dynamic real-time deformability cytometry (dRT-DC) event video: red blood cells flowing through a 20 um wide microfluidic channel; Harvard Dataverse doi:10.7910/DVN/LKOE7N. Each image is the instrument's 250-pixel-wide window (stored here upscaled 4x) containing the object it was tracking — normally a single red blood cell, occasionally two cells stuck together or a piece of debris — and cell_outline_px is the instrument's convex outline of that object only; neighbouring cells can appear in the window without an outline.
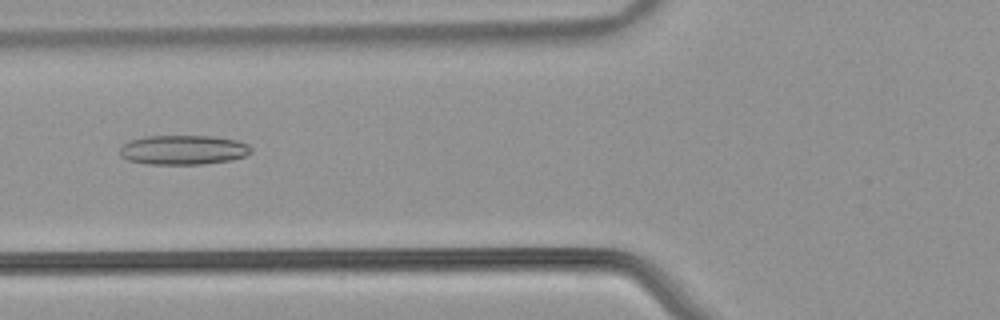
{"species": "common noctule bat (a hibernating species)", "species_latin": "Nyctalus noctula", "temperature_condition": "warm", "stored_images_in_passage": 53, "camera_frame_rate_fps": 3000, "um_per_image_px": 0.085, "animal": {"sex": "male", "body_mass_g": 21.5, "forearm_length_mm": 52.0}, "frame": {"image": 1, "passage_image": 21, "time_ms": 6.667, "image_size_px": [1000, 320], "cell_outline_px": [[252, 152], [244, 156], [228, 160], [200, 164], [148, 164], [128, 160], [120, 156], [120, 148], [124, 144], [132, 140], [144, 136], [212, 136], [240, 140], [248, 144], [252, 148]], "centroid_in_image_um": [15.59, 12.73], "position_along_channel_um": 110.2, "area_um2": 22.54}}
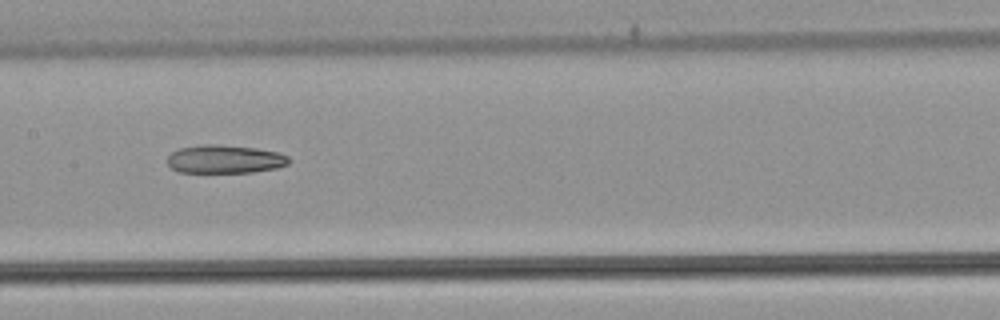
{"frame": {"image": 2, "passage_image": 27, "time_ms": 8.667, "image_size_px": [1000, 320], "cell_outline_px": [[288, 164], [276, 168], [252, 172], [180, 172], [172, 168], [168, 164], [168, 156], [172, 152], [180, 148], [200, 144], [216, 144], [256, 148], [280, 152], [288, 156]], "centroid_in_image_um": [19.11, 13.52], "position_along_channel_um": 188.3, "area_um2": 20.0}}
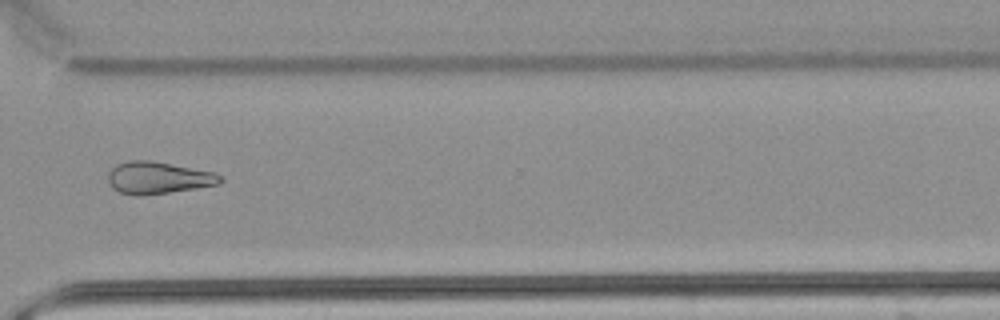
{"frame": {"image": 3, "passage_image": 40, "time_ms": 13.0, "image_size_px": [1000, 320], "cell_outline_px": [[224, 180], [220, 184], [196, 188], [140, 196], [136, 196], [120, 192], [112, 188], [108, 180], [108, 172], [116, 164], [128, 160], [152, 160], [216, 172], [224, 176]], "centroid_in_image_um": [13.47, 15.1], "position_along_channel_um": 357.1, "area_um2": 21.27}}